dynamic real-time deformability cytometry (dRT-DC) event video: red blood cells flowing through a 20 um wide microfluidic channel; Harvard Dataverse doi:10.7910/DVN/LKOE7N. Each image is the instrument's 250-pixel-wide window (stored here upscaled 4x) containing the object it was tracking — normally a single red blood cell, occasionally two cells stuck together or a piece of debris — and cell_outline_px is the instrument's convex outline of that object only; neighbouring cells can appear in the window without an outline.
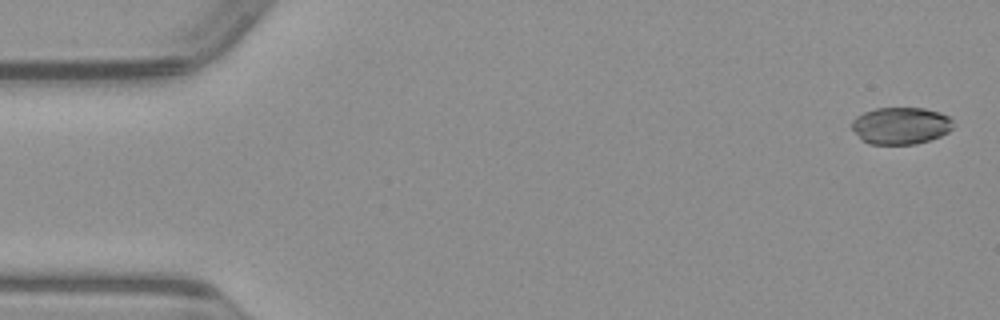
{"species": "common noctule bat (a hibernating species)", "species_latin": "Nyctalus noctula", "temperature_condition": "warm", "stored_images_in_passage": 9, "camera_frame_rate_fps": 3000, "um_per_image_px": 0.085, "animal": {"sex": "male", "body_mass_g": 23.1, "forearm_length_mm": 52.7}, "frame": {"image": 1, "passage_image": 1, "time_ms": 0.0, "image_size_px": [1000, 320], "cell_outline_px": [[952, 128], [948, 132], [940, 136], [916, 144], [868, 144], [860, 140], [852, 128], [852, 120], [856, 116], [864, 112], [876, 108], [924, 108], [940, 112], [948, 116], [952, 120]], "centroid_in_image_um": [76.54, 10.68], "position_along_channel_um": 8.5, "area_um2": 21.96}}